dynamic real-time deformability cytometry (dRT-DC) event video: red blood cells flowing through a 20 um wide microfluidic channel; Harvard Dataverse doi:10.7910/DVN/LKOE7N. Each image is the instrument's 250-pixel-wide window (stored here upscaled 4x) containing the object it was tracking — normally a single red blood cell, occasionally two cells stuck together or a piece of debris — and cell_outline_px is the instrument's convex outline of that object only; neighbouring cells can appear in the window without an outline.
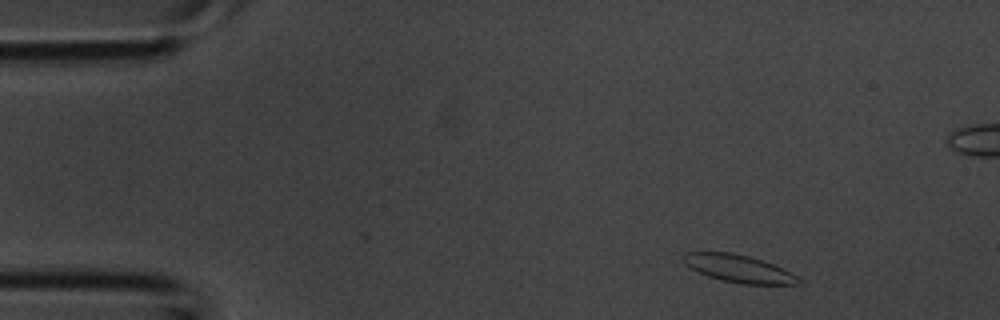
{"species": "common noctule bat (a hibernating species)", "species_latin": "Nyctalus noctula", "temperature_condition": "room temperature", "stored_images_in_passage": 4, "camera_frame_rate_fps": 3000, "um_per_image_px": 0.085, "animal": {"sex": "male", "body_mass_g": 20.1, "forearm_length_mm": 53.5}, "frame": {"image": 1, "passage_image": 1, "time_ms": 0.0, "image_size_px": [1000, 320], "cell_outline_px": [[800, 284], [740, 284], [708, 276], [696, 272], [684, 260], [684, 252], [732, 252], [748, 256], [772, 264], [796, 276], [800, 280]], "centroid_in_image_um": [62.76, 22.83], "position_along_channel_um": 22.2, "area_um2": 17.98}}